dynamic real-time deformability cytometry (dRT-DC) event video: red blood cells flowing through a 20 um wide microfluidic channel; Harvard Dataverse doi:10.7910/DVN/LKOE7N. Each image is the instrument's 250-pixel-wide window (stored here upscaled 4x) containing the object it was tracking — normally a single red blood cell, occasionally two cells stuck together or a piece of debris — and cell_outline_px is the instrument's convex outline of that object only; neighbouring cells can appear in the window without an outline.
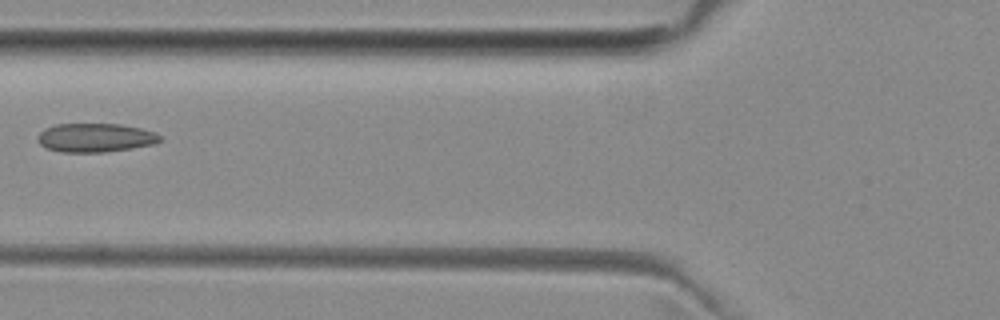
{"species": "common noctule bat (a hibernating species)", "species_latin": "Nyctalus noctula", "temperature_condition": "room temperature", "stored_images_in_passage": 6, "camera_frame_rate_fps": 3000, "um_per_image_px": 0.085, "animal": {"sex": "female", "body_mass_g": 29.2, "forearm_length_mm": 56.3}, "frame": {"image": 1, "passage_image": 6, "time_ms": 6.333, "image_size_px": [1000, 320], "cell_outline_px": [[164, 140], [152, 144], [132, 148], [104, 152], [60, 152], [48, 148], [40, 144], [36, 140], [36, 136], [44, 128], [56, 124], [120, 124], [140, 128], [156, 132]], "centroid_in_image_um": [8.09, 11.7], "position_along_channel_um": 117.7, "area_um2": 20.63}}